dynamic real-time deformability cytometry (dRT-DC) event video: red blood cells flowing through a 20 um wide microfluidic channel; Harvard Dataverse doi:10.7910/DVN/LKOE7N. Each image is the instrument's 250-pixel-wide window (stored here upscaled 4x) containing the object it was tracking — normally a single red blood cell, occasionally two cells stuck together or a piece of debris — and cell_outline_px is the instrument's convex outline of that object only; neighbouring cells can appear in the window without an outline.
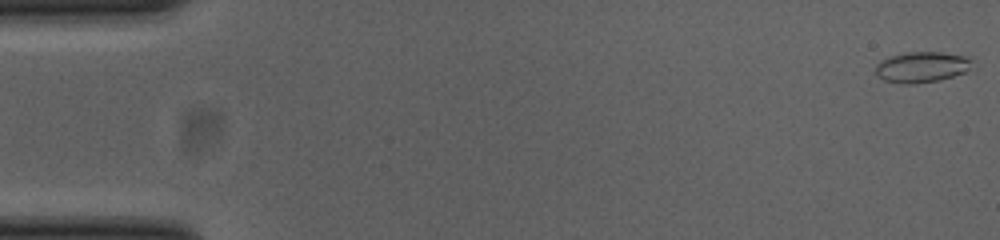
{"species": "common noctule bat (a hibernating species)", "species_latin": "Nyctalus noctula", "temperature_condition": "cold", "stored_images_in_passage": 53, "camera_frame_rate_fps": 3000, "um_per_image_px": 0.085, "animal": {"sex": "female", "body_mass_g": 23.0, "forearm_length_mm": 53.4}, "frame": {"image": 1, "passage_image": 1, "time_ms": 0.0, "image_size_px": [1000, 240], "cell_outline_px": [[972, 60], [968, 68], [964, 72], [940, 80], [912, 84], [904, 84], [884, 80], [876, 76], [876, 64], [880, 60], [904, 52], [940, 52], [964, 56]], "centroid_in_image_um": [78.29, 5.7], "position_along_channel_um": 6.7, "area_um2": 17.11}}
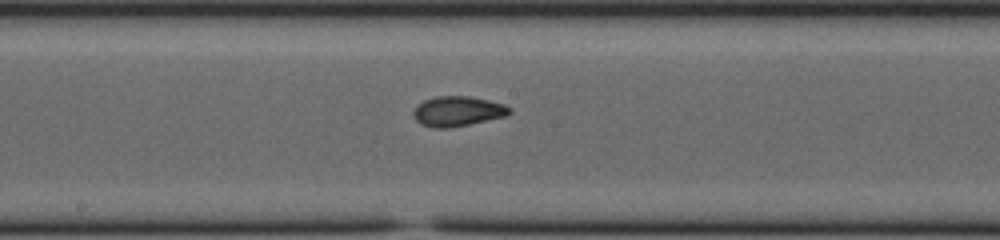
{"frame": {"image": 2, "passage_image": 28, "time_ms": 9.0, "image_size_px": [1000, 240], "cell_outline_px": [[512, 112], [508, 116], [448, 128], [432, 128], [420, 124], [412, 116], [412, 112], [416, 104], [424, 100], [436, 96], [468, 96], [488, 100], [504, 104], [512, 108]], "centroid_in_image_um": [38.88, 9.46], "position_along_channel_um": 209.3, "area_um2": 17.05}}
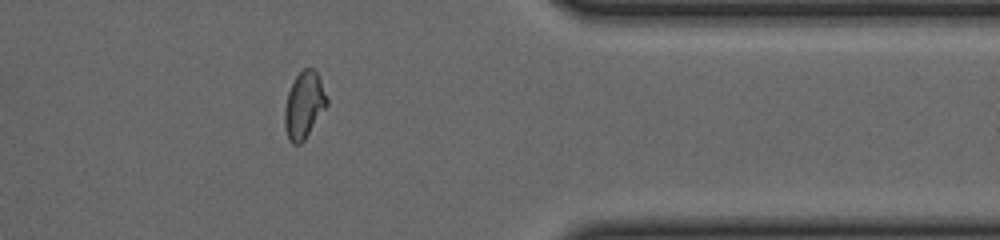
{"frame": {"image": 3, "passage_image": 43, "time_ms": 14.0, "image_size_px": [1000, 240], "cell_outline_px": [[328, 104], [304, 140], [300, 144], [292, 144], [288, 140], [284, 128], [284, 108], [288, 92], [296, 76], [304, 68], [312, 68], [316, 72], [320, 80], [328, 100]], "centroid_in_image_um": [25.82, 8.96], "position_along_channel_um": 385.6, "area_um2": 16.3}, "authors_computed_cell_mechanics": {"area_um2": 16.5308, "velocity_mm_per_s": 3.864, "shape_relaxation_time_tau1_ms": 4.9136, "shape_relaxation_time_tau2_ms": 1.9226, "deformation_change_tau1": 0.1566, "deformation_change_tau2": 0.0489}}